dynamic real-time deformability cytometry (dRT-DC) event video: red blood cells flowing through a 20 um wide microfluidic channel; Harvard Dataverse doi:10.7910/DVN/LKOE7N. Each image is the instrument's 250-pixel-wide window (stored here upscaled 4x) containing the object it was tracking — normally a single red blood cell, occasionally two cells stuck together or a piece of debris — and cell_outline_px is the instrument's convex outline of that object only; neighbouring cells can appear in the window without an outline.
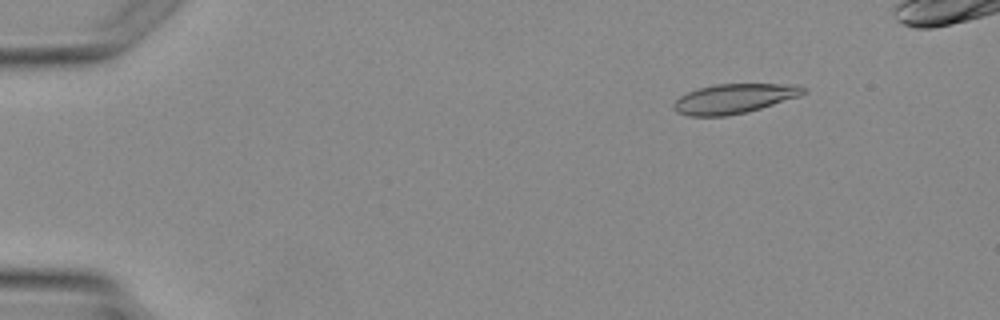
{"species": "Egyptian fruit bat (a non-hibernating species)", "species_latin": "Rousettus aegyptiacus", "temperature_condition": "warm", "stored_images_in_passage": 5, "camera_frame_rate_fps": 3000, "um_per_image_px": 0.085, "animal": {"sex": "female"}, "frame": {"image": 1, "passage_image": 2, "time_ms": 1.0, "image_size_px": [1000, 320], "cell_outline_px": [[808, 92], [800, 96], [748, 112], [728, 116], [688, 116], [676, 112], [672, 108], [672, 104], [680, 96], [688, 92], [700, 88], [716, 84], [796, 84], [808, 88]], "centroid_in_image_um": [62.43, 8.39], "position_along_channel_um": 22.6, "area_um2": 22.6}}